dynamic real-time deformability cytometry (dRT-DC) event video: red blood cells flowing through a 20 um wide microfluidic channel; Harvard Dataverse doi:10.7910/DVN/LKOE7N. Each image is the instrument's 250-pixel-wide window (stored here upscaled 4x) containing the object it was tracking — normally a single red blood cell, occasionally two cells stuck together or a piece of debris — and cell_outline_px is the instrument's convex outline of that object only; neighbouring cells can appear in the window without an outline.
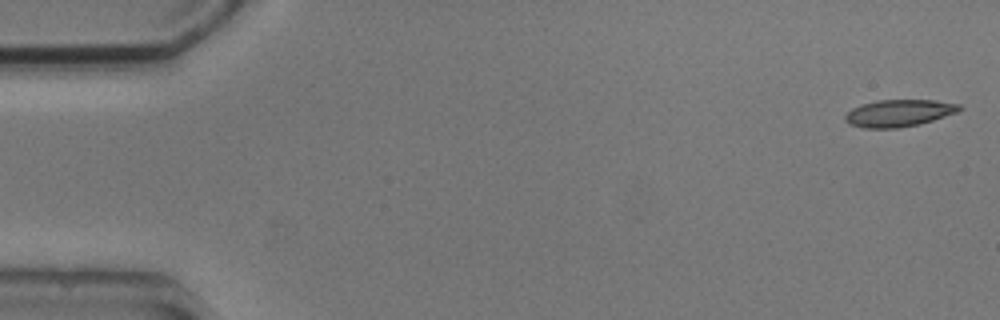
{"species": "common noctule bat (a hibernating species)", "species_latin": "Nyctalus noctula", "temperature_condition": "cold", "stored_images_in_passage": 7, "camera_frame_rate_fps": 3000, "um_per_image_px": 0.085, "animal": {"sex": "male", "body_mass_g": 20.5, "forearm_length_mm": 52.5}, "frame": {"image": 1, "passage_image": 1, "time_ms": 0.0, "image_size_px": [1000, 320], "cell_outline_px": [[964, 108], [956, 112], [920, 124], [896, 128], [864, 128], [848, 124], [844, 120], [844, 116], [852, 108], [860, 104], [876, 100], [936, 100], [960, 104]], "centroid_in_image_um": [76.37, 9.61], "position_along_channel_um": 8.6, "area_um2": 18.09}}
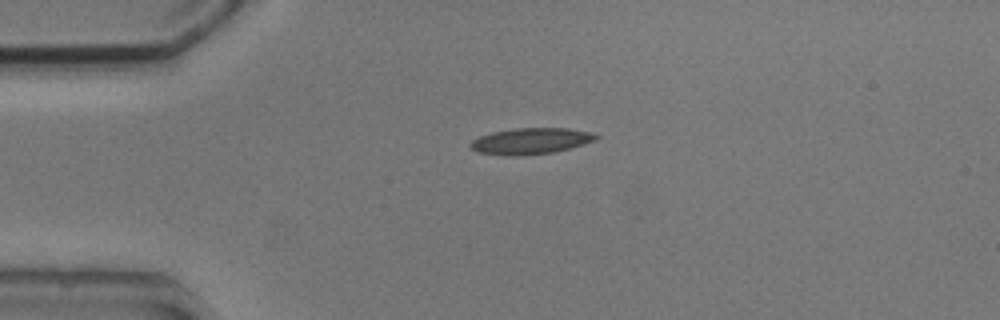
{"frame": {"image": 2, "passage_image": 4, "time_ms": 3.667, "image_size_px": [1000, 320], "cell_outline_px": [[600, 136], [596, 140], [584, 144], [552, 152], [516, 156], [508, 156], [476, 152], [468, 144], [472, 140], [480, 136], [492, 132], [516, 128], [568, 128], [592, 132]], "centroid_in_image_um": [45.11, 11.98], "position_along_channel_um": 39.9, "area_um2": 19.13}}